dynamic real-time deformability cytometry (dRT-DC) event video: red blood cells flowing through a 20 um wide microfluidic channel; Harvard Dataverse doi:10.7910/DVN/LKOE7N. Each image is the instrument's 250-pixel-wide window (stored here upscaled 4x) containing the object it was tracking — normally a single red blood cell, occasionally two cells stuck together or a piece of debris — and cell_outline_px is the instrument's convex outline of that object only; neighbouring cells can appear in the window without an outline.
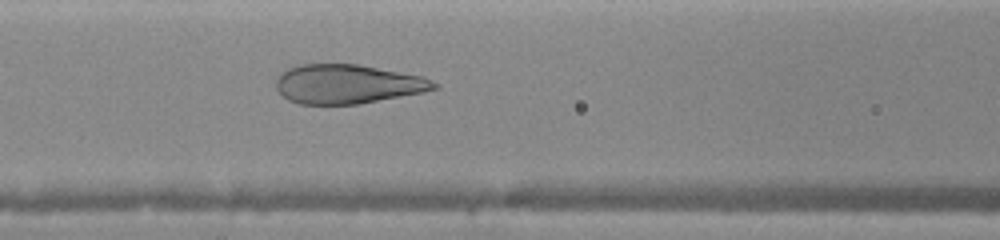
{"species": "human", "species_latin": "Homo sapiens", "temperature_condition": "warm", "stored_images_in_passage": 15, "camera_frame_rate_fps": 3000, "um_per_image_px": 0.085, "donor": {"sex": "female"}, "frame": {"image": 1, "passage_image": 6, "time_ms": 2.0, "image_size_px": [1000, 240], "cell_outline_px": [[440, 88], [424, 92], [356, 104], [300, 104], [288, 100], [276, 88], [276, 80], [288, 68], [300, 64], [356, 64], [424, 76], [440, 84]], "centroid_in_image_um": [29.59, 7.14], "position_along_channel_um": 137.0, "area_um2": 35.95}}
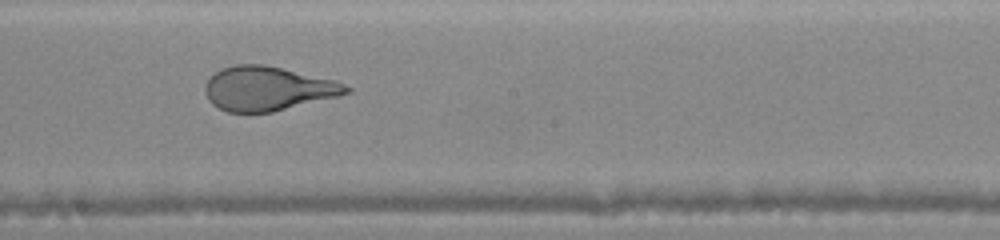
{"frame": {"image": 2, "passage_image": 11, "time_ms": 4.0, "image_size_px": [1000, 240], "cell_outline_px": [[352, 92], [340, 96], [272, 112], [228, 112], [212, 104], [208, 100], [204, 92], [204, 84], [216, 72], [224, 68], [236, 64], [264, 64], [336, 80], [352, 88]], "centroid_in_image_um": [22.78, 7.53], "position_along_channel_um": 225.4, "area_um2": 36.41}}
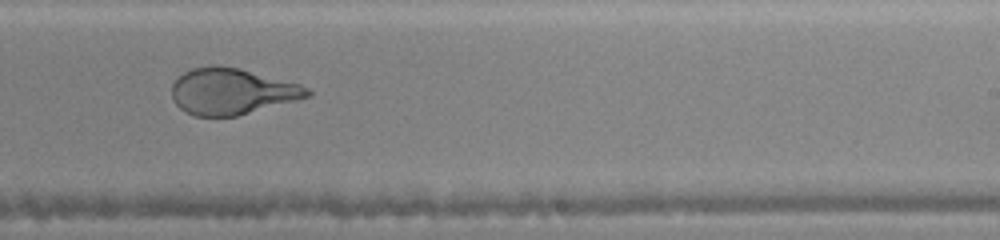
{"frame": {"image": 3, "passage_image": 13, "time_ms": 5.0, "image_size_px": [1000, 240], "cell_outline_px": [[312, 96], [236, 116], [196, 116], [184, 112], [172, 100], [172, 84], [184, 72], [192, 68], [212, 64], [220, 64], [240, 68], [300, 84], [308, 88], [312, 92]], "centroid_in_image_um": [19.7, 7.75], "position_along_channel_um": 269.3, "area_um2": 36.7}}